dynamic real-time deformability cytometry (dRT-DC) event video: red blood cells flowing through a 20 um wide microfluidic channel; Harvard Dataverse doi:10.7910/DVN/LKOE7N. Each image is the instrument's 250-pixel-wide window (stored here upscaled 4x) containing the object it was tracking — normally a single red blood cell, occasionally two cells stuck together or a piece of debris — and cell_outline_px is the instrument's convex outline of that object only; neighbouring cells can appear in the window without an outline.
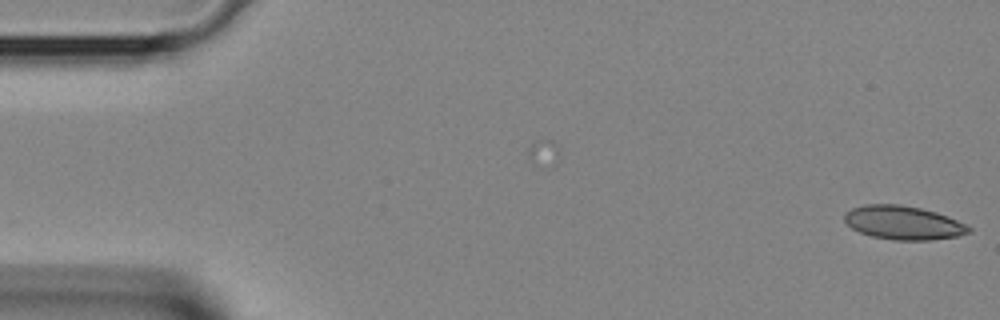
{"species": "Egyptian fruit bat (a non-hibernating species)", "species_latin": "Rousettus aegyptiacus", "temperature_condition": "room temperature", "stored_images_in_passage": 39, "camera_frame_rate_fps": 3000, "um_per_image_px": 0.085, "animal": {"sex": "female"}, "frame": {"image": 1, "passage_image": 1, "time_ms": 0.0, "image_size_px": [1000, 320], "cell_outline_px": [[972, 232], [956, 236], [932, 240], [896, 240], [872, 236], [860, 232], [852, 228], [844, 220], [844, 212], [852, 208], [864, 204], [900, 204], [920, 208], [936, 212], [948, 216], [968, 224], [972, 228]], "centroid_in_image_um": [76.81, 18.92], "position_along_channel_um": 8.2, "area_um2": 24.57}}
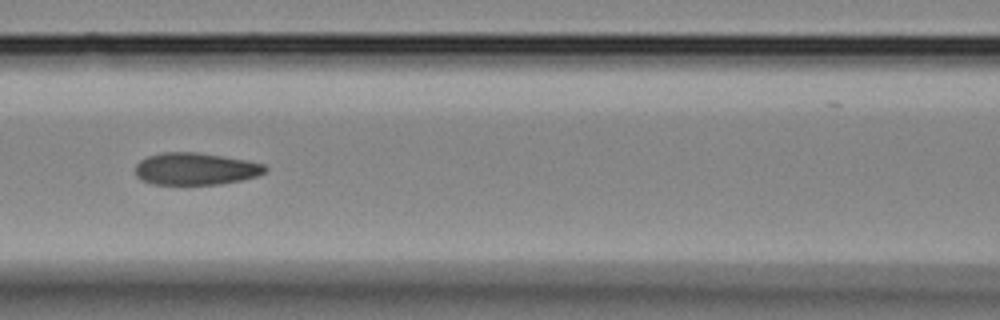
{"frame": {"image": 2, "passage_image": 17, "time_ms": 5.333, "image_size_px": [1000, 320], "cell_outline_px": [[268, 168], [264, 172], [256, 176], [240, 180], [220, 184], [152, 184], [140, 180], [136, 176], [136, 164], [140, 160], [148, 156], [164, 152], [196, 152], [248, 160], [264, 164]], "centroid_in_image_um": [16.6, 14.35], "position_along_channel_um": 150.0, "area_um2": 24.28}}
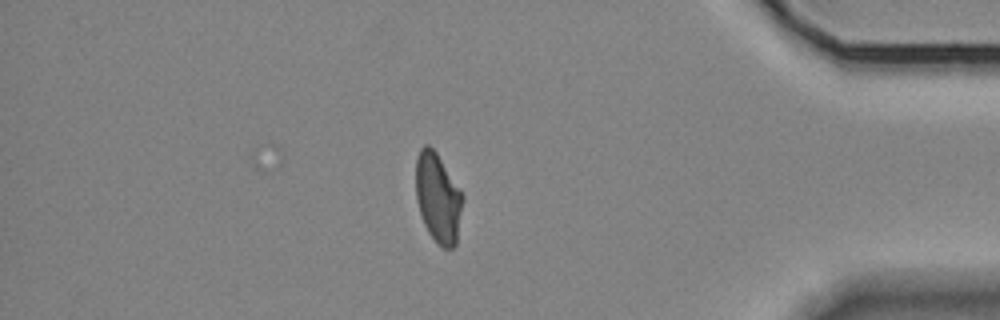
{"frame": {"image": 3, "passage_image": 34, "time_ms": 11.0, "image_size_px": [1000, 320], "cell_outline_px": [[464, 196], [456, 244], [452, 248], [444, 248], [428, 232], [424, 224], [416, 200], [416, 156], [420, 148], [424, 144], [428, 144], [436, 152], [460, 188]], "centroid_in_image_um": [37.23, 16.78], "position_along_channel_um": 398.0, "area_um2": 24.39}}